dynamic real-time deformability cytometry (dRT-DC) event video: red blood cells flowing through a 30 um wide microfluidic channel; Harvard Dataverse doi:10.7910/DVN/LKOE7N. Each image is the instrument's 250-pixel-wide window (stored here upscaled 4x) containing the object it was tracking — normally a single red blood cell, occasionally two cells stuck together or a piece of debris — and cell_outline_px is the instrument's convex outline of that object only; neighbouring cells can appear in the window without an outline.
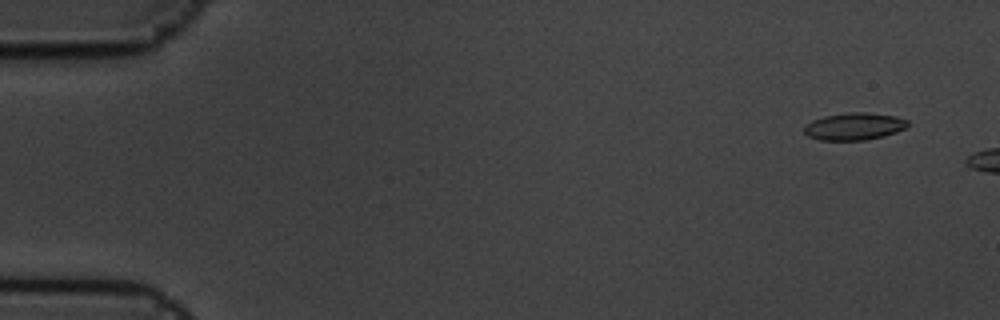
{"species": "common noctule bat (a hibernating species)", "species_latin": "Nyctalus noctula", "temperature_condition": "cold", "stored_images_in_passage": 2, "camera_frame_rate_fps": 3000, "um_per_image_px": 0.085, "animal": {"sex": "male", "body_mass_g": 19.5, "forearm_length_mm": 54.6}, "frame": {"image": 1, "passage_image": 1, "time_ms": 0.0, "image_size_px": [1000, 320], "cell_outline_px": [[908, 124], [904, 128], [896, 132], [884, 136], [868, 140], [820, 140], [808, 136], [804, 132], [804, 128], [812, 120], [824, 116], [848, 112], [864, 112], [896, 116], [908, 120]], "centroid_in_image_um": [72.61, 10.74], "position_along_channel_um": 12.4, "area_um2": 16.42}}